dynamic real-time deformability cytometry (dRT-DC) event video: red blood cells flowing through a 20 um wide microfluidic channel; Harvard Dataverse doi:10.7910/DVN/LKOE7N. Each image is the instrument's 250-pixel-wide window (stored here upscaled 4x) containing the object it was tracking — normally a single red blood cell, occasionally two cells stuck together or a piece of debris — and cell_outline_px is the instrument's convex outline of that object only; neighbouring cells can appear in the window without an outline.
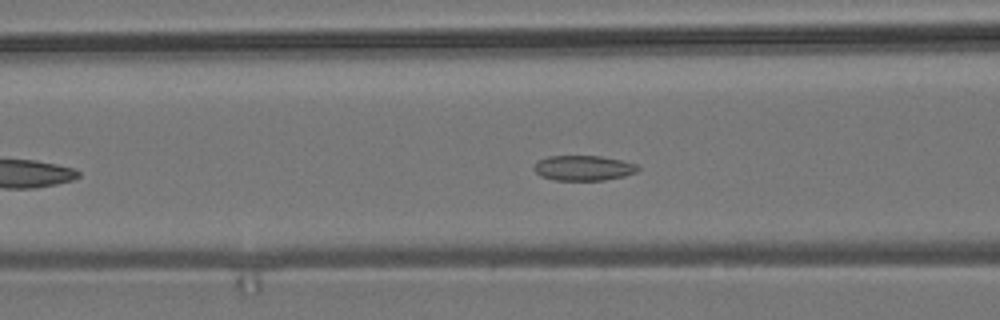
{"species": "common noctule bat (a hibernating species)", "species_latin": "Nyctalus noctula", "temperature_condition": "room temperature", "stored_images_in_passage": 34, "camera_frame_rate_fps": 3000, "um_per_image_px": 0.085, "animal": {"sex": "male", "body_mass_g": 19.2, "forearm_length_mm": 51.8}, "frame": {"image": 1, "passage_image": 8, "time_ms": 2.333, "image_size_px": [1000, 320], "cell_outline_px": [[640, 168], [636, 172], [624, 176], [604, 180], [556, 180], [540, 176], [532, 168], [536, 160], [548, 156], [600, 156], [620, 160], [636, 164]], "centroid_in_image_um": [49.55, 14.28], "position_along_channel_um": 117.1, "area_um2": 15.26}}
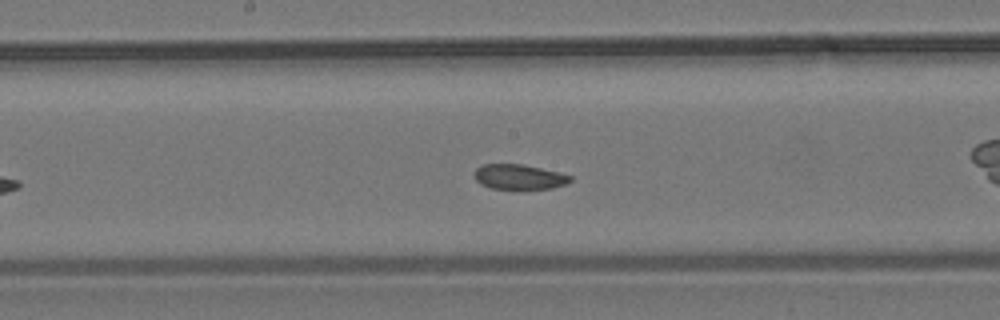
{"frame": {"image": 2, "passage_image": 15, "time_ms": 4.667, "image_size_px": [1000, 320], "cell_outline_px": [[572, 180], [564, 184], [552, 188], [520, 192], [492, 188], [480, 184], [476, 180], [476, 168], [484, 164], [520, 164], [560, 172], [572, 176]], "centroid_in_image_um": [44.15, 15.08], "position_along_channel_um": 204.1, "area_um2": 14.51}}
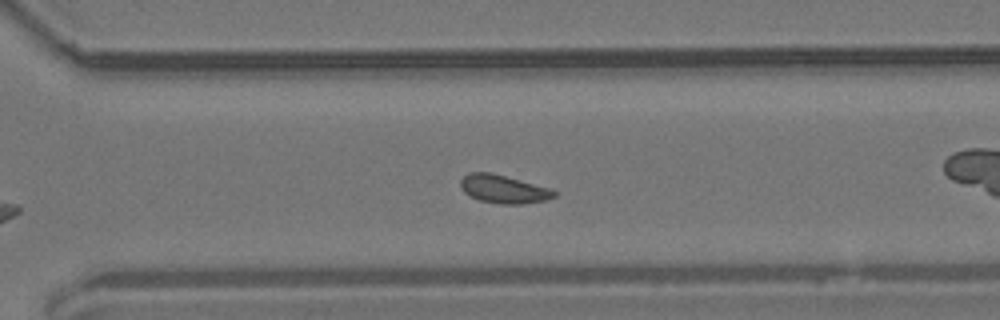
{"frame": {"image": 3, "passage_image": 25, "time_ms": 8.0, "image_size_px": [1000, 320], "cell_outline_px": [[556, 196], [544, 200], [520, 204], [500, 204], [480, 200], [468, 196], [460, 188], [460, 180], [468, 172], [492, 172], [548, 188], [556, 192]], "centroid_in_image_um": [42.73, 16.07], "position_along_channel_um": 327.9, "area_um2": 15.32}, "authors_computed_cell_mechanics": {"area_um2": 15.3748, "velocity_mm_per_s": 3.7238, "shape_relaxation_time_tau1_ms": 3.2349, "shape_relaxation_time_tau2_ms": 3.3759, "deformation_change_tau1": 0.0634, "deformation_change_tau2": 0.0808}}